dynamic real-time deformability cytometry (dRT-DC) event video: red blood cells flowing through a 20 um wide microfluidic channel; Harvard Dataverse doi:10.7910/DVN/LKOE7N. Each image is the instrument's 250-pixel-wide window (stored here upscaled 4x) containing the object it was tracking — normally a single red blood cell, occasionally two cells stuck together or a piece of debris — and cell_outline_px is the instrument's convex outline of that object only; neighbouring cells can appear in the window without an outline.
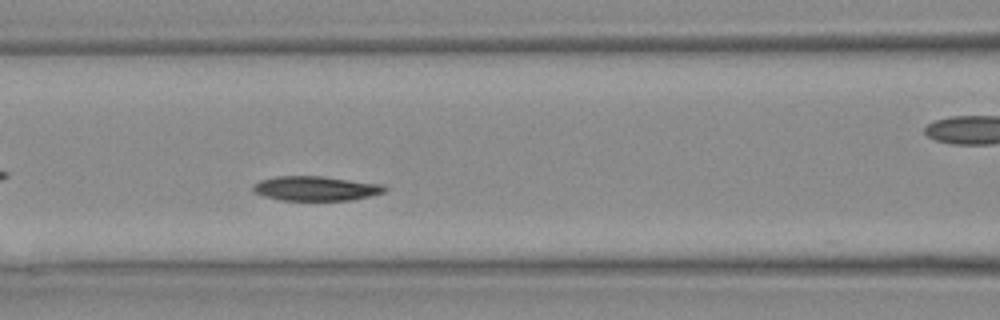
{"species": "Egyptian fruit bat (a non-hibernating species)", "species_latin": "Rousettus aegyptiacus", "temperature_condition": "warm", "stored_images_in_passage": 8, "segment_of_instrument_passage": [1, 2], "camera_frame_rate_fps": 3000, "um_per_image_px": 0.085, "animal": {"sex": "female"}, "frame": {"image": 1, "passage_image": 7, "time_ms": 2.0, "image_size_px": [1000, 320], "cell_outline_px": [[388, 188], [384, 192], [352, 200], [280, 200], [264, 196], [252, 192], [252, 184], [260, 180], [276, 176], [320, 176], [380, 184]], "centroid_in_image_um": [26.77, 16.02], "position_along_channel_um": 139.8, "area_um2": 18.73}}